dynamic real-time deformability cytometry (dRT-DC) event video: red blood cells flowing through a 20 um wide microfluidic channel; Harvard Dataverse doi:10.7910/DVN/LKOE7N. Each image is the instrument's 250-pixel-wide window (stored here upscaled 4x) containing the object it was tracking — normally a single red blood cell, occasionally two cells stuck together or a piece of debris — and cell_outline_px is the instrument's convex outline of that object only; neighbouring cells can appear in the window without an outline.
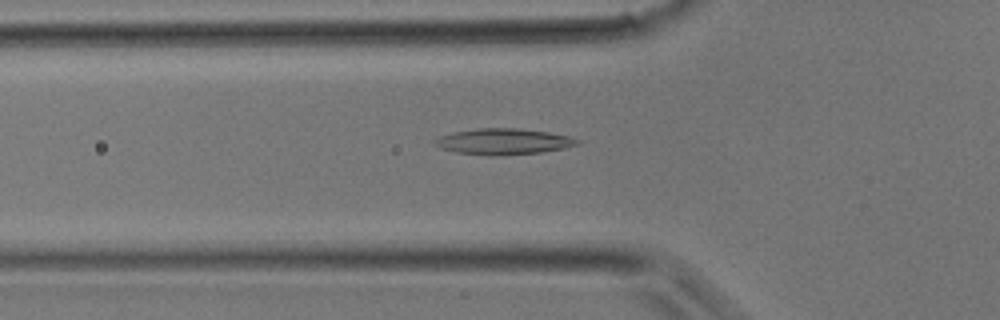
{"species": "common noctule bat (a hibernating species)", "species_latin": "Nyctalus noctula", "temperature_condition": "room temperature", "stored_images_in_passage": 35, "camera_frame_rate_fps": 3000, "um_per_image_px": 0.085, "animal": {"sex": "male", "body_mass_g": 17.9}, "frame": {"image": 1, "passage_image": 12, "time_ms": 3.667, "image_size_px": [1000, 320], "cell_outline_px": [[580, 144], [564, 148], [540, 152], [492, 156], [488, 156], [456, 152], [440, 148], [432, 144], [432, 140], [440, 136], [452, 132], [476, 128], [516, 128], [548, 132], [572, 136], [580, 140]], "centroid_in_image_um": [42.76, 12.03], "position_along_channel_um": 83.0, "area_um2": 21.79}}
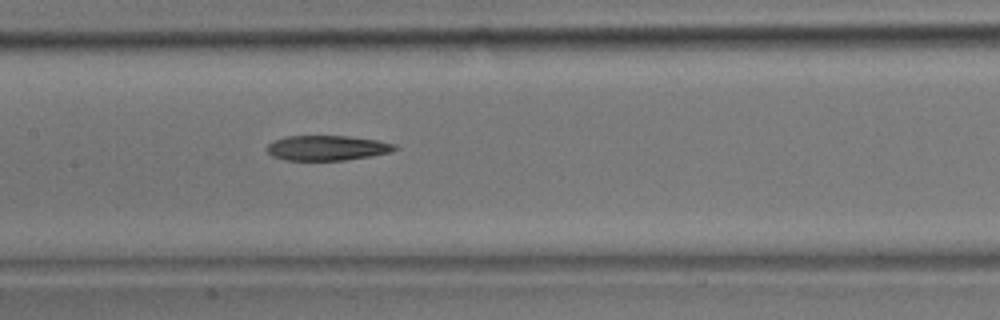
{"frame": {"image": 2, "passage_image": 17, "time_ms": 5.333, "image_size_px": [1000, 320], "cell_outline_px": [[400, 148], [392, 152], [372, 156], [344, 160], [284, 160], [272, 156], [264, 148], [268, 144], [284, 136], [348, 136], [376, 140], [396, 144]], "centroid_in_image_um": [27.82, 12.58], "position_along_channel_um": 179.6, "area_um2": 18.79}}
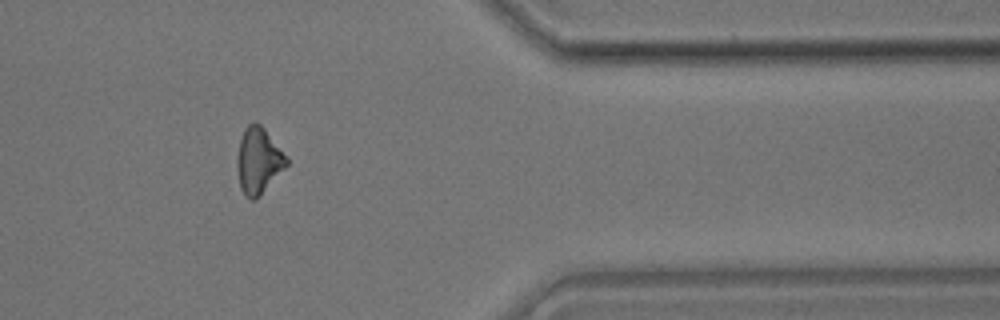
{"frame": {"image": 3, "passage_image": 29, "time_ms": 9.333, "image_size_px": [1000, 320], "cell_outline_px": [[288, 164], [260, 196], [256, 200], [252, 200], [244, 196], [240, 188], [236, 164], [236, 156], [240, 140], [244, 128], [248, 124], [256, 120], [264, 128], [288, 160]], "centroid_in_image_um": [21.92, 13.67], "position_along_channel_um": 389.5, "area_um2": 19.02}}